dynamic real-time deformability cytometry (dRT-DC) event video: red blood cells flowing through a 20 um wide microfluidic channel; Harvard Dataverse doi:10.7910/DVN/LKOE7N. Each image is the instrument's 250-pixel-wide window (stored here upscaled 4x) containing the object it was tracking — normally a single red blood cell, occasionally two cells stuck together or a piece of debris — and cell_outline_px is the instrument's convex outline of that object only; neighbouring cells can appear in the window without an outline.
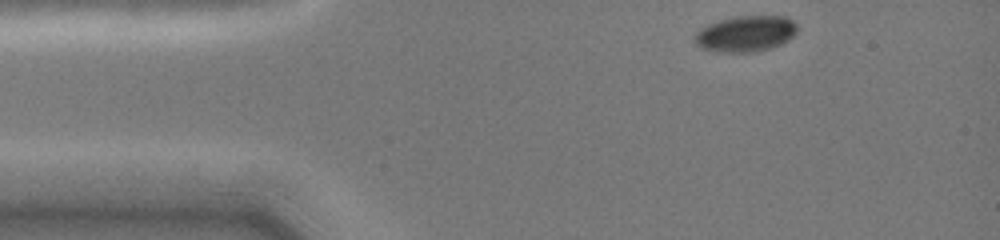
{"species": "common noctule bat (a hibernating species)", "species_latin": "Nyctalus noctula", "temperature_condition": "cold", "stored_images_in_passage": 36, "camera_frame_rate_fps": 3000, "um_per_image_px": 0.085, "animal": {"sex": "female", "body_mass_g": 19.0, "forearm_length_mm": 51.5}, "frame": {"image": 1, "passage_image": 1, "time_ms": 0.0, "image_size_px": [1000, 240], "cell_outline_px": [[796, 32], [792, 36], [780, 44], [768, 48], [752, 52], [724, 52], [700, 48], [696, 44], [696, 32], [700, 28], [708, 24], [720, 20], [740, 16], [784, 16], [792, 20], [796, 24]], "centroid_in_image_um": [63.36, 2.86], "position_along_channel_um": 21.6, "area_um2": 21.1}}
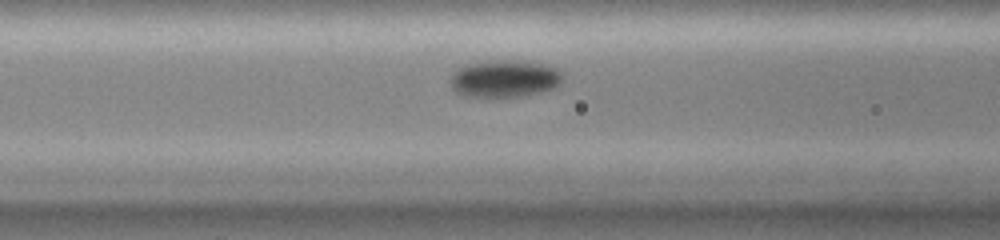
{"frame": {"image": 2, "passage_image": 13, "time_ms": 4.0, "image_size_px": [1000, 240], "cell_outline_px": [[564, 76], [560, 84], [552, 88], [540, 92], [524, 96], [464, 96], [456, 92], [452, 88], [452, 76], [460, 68], [468, 64], [496, 60], [540, 64], [556, 68]], "centroid_in_image_um": [42.91, 6.71], "position_along_channel_um": 123.7, "area_um2": 23.58}}
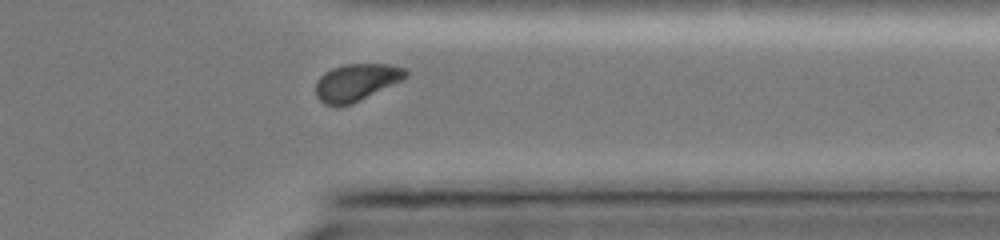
{"frame": {"image": 3, "passage_image": 32, "time_ms": 10.333, "image_size_px": [1000, 240], "cell_outline_px": [[408, 76], [352, 104], [336, 108], [324, 104], [316, 96], [316, 80], [324, 72], [332, 68], [344, 64], [388, 64], [404, 68], [408, 72]], "centroid_in_image_um": [30.22, 7.01], "position_along_channel_um": 381.2, "area_um2": 19.48}, "authors_computed_cell_mechanics": {"area_um2": 21.9062, "velocity_mm_per_s": 4.0524, "shape_relaxation_time_tau1_ms": 1.3247, "shape_relaxation_time_tau2_ms": null, "deformation_change_tau1": 0.0737, "deformation_change_tau2": null}}